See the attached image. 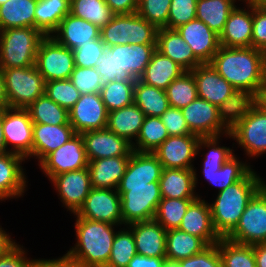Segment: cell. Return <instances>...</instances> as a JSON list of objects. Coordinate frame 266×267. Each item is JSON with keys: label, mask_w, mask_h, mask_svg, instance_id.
<instances>
[{"label": "cell", "mask_w": 266, "mask_h": 267, "mask_svg": "<svg viewBox=\"0 0 266 267\" xmlns=\"http://www.w3.org/2000/svg\"><path fill=\"white\" fill-rule=\"evenodd\" d=\"M9 108L8 101L5 95V86L2 70L0 69V111Z\"/></svg>", "instance_id": "obj_64"}, {"label": "cell", "mask_w": 266, "mask_h": 267, "mask_svg": "<svg viewBox=\"0 0 266 267\" xmlns=\"http://www.w3.org/2000/svg\"><path fill=\"white\" fill-rule=\"evenodd\" d=\"M21 155L6 152L0 154V200L22 196L25 191L26 177L22 169Z\"/></svg>", "instance_id": "obj_28"}, {"label": "cell", "mask_w": 266, "mask_h": 267, "mask_svg": "<svg viewBox=\"0 0 266 267\" xmlns=\"http://www.w3.org/2000/svg\"><path fill=\"white\" fill-rule=\"evenodd\" d=\"M45 94L56 104L68 111L81 96L78 89L69 79L45 82Z\"/></svg>", "instance_id": "obj_50"}, {"label": "cell", "mask_w": 266, "mask_h": 267, "mask_svg": "<svg viewBox=\"0 0 266 267\" xmlns=\"http://www.w3.org/2000/svg\"><path fill=\"white\" fill-rule=\"evenodd\" d=\"M197 198H162L159 202L154 220L161 224L166 231L178 229L189 205Z\"/></svg>", "instance_id": "obj_43"}, {"label": "cell", "mask_w": 266, "mask_h": 267, "mask_svg": "<svg viewBox=\"0 0 266 267\" xmlns=\"http://www.w3.org/2000/svg\"><path fill=\"white\" fill-rule=\"evenodd\" d=\"M195 169L163 168L159 179L162 198H198L194 194L197 185ZM197 195V196H196Z\"/></svg>", "instance_id": "obj_31"}, {"label": "cell", "mask_w": 266, "mask_h": 267, "mask_svg": "<svg viewBox=\"0 0 266 267\" xmlns=\"http://www.w3.org/2000/svg\"><path fill=\"white\" fill-rule=\"evenodd\" d=\"M186 124L192 134L199 137H215L229 133L221 124L218 107L197 97L187 106L181 108Z\"/></svg>", "instance_id": "obj_16"}, {"label": "cell", "mask_w": 266, "mask_h": 267, "mask_svg": "<svg viewBox=\"0 0 266 267\" xmlns=\"http://www.w3.org/2000/svg\"><path fill=\"white\" fill-rule=\"evenodd\" d=\"M28 111L33 123L48 125H70L69 111L51 100L46 94L30 104Z\"/></svg>", "instance_id": "obj_40"}, {"label": "cell", "mask_w": 266, "mask_h": 267, "mask_svg": "<svg viewBox=\"0 0 266 267\" xmlns=\"http://www.w3.org/2000/svg\"><path fill=\"white\" fill-rule=\"evenodd\" d=\"M75 215L88 220L122 225L120 194L116 189L92 188Z\"/></svg>", "instance_id": "obj_14"}, {"label": "cell", "mask_w": 266, "mask_h": 267, "mask_svg": "<svg viewBox=\"0 0 266 267\" xmlns=\"http://www.w3.org/2000/svg\"><path fill=\"white\" fill-rule=\"evenodd\" d=\"M257 104L260 105L266 111V81L257 96Z\"/></svg>", "instance_id": "obj_65"}, {"label": "cell", "mask_w": 266, "mask_h": 267, "mask_svg": "<svg viewBox=\"0 0 266 267\" xmlns=\"http://www.w3.org/2000/svg\"><path fill=\"white\" fill-rule=\"evenodd\" d=\"M160 119L167 128L169 136L192 134L179 108L169 107L163 115L160 116Z\"/></svg>", "instance_id": "obj_56"}, {"label": "cell", "mask_w": 266, "mask_h": 267, "mask_svg": "<svg viewBox=\"0 0 266 267\" xmlns=\"http://www.w3.org/2000/svg\"><path fill=\"white\" fill-rule=\"evenodd\" d=\"M69 13V0H37L35 28L45 36H51L59 27L61 20Z\"/></svg>", "instance_id": "obj_37"}, {"label": "cell", "mask_w": 266, "mask_h": 267, "mask_svg": "<svg viewBox=\"0 0 266 267\" xmlns=\"http://www.w3.org/2000/svg\"><path fill=\"white\" fill-rule=\"evenodd\" d=\"M225 1H229V2H231L234 6H236L235 5V2H236V0H225ZM239 1V0H238ZM245 1V3L246 2H248V1H250V0H244Z\"/></svg>", "instance_id": "obj_69"}, {"label": "cell", "mask_w": 266, "mask_h": 267, "mask_svg": "<svg viewBox=\"0 0 266 267\" xmlns=\"http://www.w3.org/2000/svg\"><path fill=\"white\" fill-rule=\"evenodd\" d=\"M2 126L6 148L11 145L9 152L32 157L33 122L26 109L6 108L2 110Z\"/></svg>", "instance_id": "obj_11"}, {"label": "cell", "mask_w": 266, "mask_h": 267, "mask_svg": "<svg viewBox=\"0 0 266 267\" xmlns=\"http://www.w3.org/2000/svg\"><path fill=\"white\" fill-rule=\"evenodd\" d=\"M9 108L26 109L45 94V81L35 65L1 69Z\"/></svg>", "instance_id": "obj_8"}, {"label": "cell", "mask_w": 266, "mask_h": 267, "mask_svg": "<svg viewBox=\"0 0 266 267\" xmlns=\"http://www.w3.org/2000/svg\"><path fill=\"white\" fill-rule=\"evenodd\" d=\"M197 0H171L168 29L176 28L196 18Z\"/></svg>", "instance_id": "obj_53"}, {"label": "cell", "mask_w": 266, "mask_h": 267, "mask_svg": "<svg viewBox=\"0 0 266 267\" xmlns=\"http://www.w3.org/2000/svg\"><path fill=\"white\" fill-rule=\"evenodd\" d=\"M199 138L195 134L169 136L153 154L163 168L194 169Z\"/></svg>", "instance_id": "obj_17"}, {"label": "cell", "mask_w": 266, "mask_h": 267, "mask_svg": "<svg viewBox=\"0 0 266 267\" xmlns=\"http://www.w3.org/2000/svg\"><path fill=\"white\" fill-rule=\"evenodd\" d=\"M16 244V242L12 241L11 236H9V233L7 234L0 227V256L6 254Z\"/></svg>", "instance_id": "obj_63"}, {"label": "cell", "mask_w": 266, "mask_h": 267, "mask_svg": "<svg viewBox=\"0 0 266 267\" xmlns=\"http://www.w3.org/2000/svg\"><path fill=\"white\" fill-rule=\"evenodd\" d=\"M247 10L235 7L229 14L228 20L219 35L222 47H252L253 34V4L248 1ZM249 10V11H248Z\"/></svg>", "instance_id": "obj_21"}, {"label": "cell", "mask_w": 266, "mask_h": 267, "mask_svg": "<svg viewBox=\"0 0 266 267\" xmlns=\"http://www.w3.org/2000/svg\"><path fill=\"white\" fill-rule=\"evenodd\" d=\"M8 0H0V6L2 5V4H4L5 2H7Z\"/></svg>", "instance_id": "obj_70"}, {"label": "cell", "mask_w": 266, "mask_h": 267, "mask_svg": "<svg viewBox=\"0 0 266 267\" xmlns=\"http://www.w3.org/2000/svg\"><path fill=\"white\" fill-rule=\"evenodd\" d=\"M33 262V259H27L23 246L21 248L18 244L0 256V267H32Z\"/></svg>", "instance_id": "obj_58"}, {"label": "cell", "mask_w": 266, "mask_h": 267, "mask_svg": "<svg viewBox=\"0 0 266 267\" xmlns=\"http://www.w3.org/2000/svg\"><path fill=\"white\" fill-rule=\"evenodd\" d=\"M211 66L236 90H249L257 96L266 81V53L253 47H222Z\"/></svg>", "instance_id": "obj_1"}, {"label": "cell", "mask_w": 266, "mask_h": 267, "mask_svg": "<svg viewBox=\"0 0 266 267\" xmlns=\"http://www.w3.org/2000/svg\"><path fill=\"white\" fill-rule=\"evenodd\" d=\"M107 122L108 111L100 93L81 95L69 110V123L78 134L104 129L107 127Z\"/></svg>", "instance_id": "obj_15"}, {"label": "cell", "mask_w": 266, "mask_h": 267, "mask_svg": "<svg viewBox=\"0 0 266 267\" xmlns=\"http://www.w3.org/2000/svg\"><path fill=\"white\" fill-rule=\"evenodd\" d=\"M69 80L81 95L100 93L103 87L101 76L96 68L77 67L73 70Z\"/></svg>", "instance_id": "obj_52"}, {"label": "cell", "mask_w": 266, "mask_h": 267, "mask_svg": "<svg viewBox=\"0 0 266 267\" xmlns=\"http://www.w3.org/2000/svg\"><path fill=\"white\" fill-rule=\"evenodd\" d=\"M129 226L137 253L148 257H166V230L156 220L132 223Z\"/></svg>", "instance_id": "obj_24"}, {"label": "cell", "mask_w": 266, "mask_h": 267, "mask_svg": "<svg viewBox=\"0 0 266 267\" xmlns=\"http://www.w3.org/2000/svg\"><path fill=\"white\" fill-rule=\"evenodd\" d=\"M115 15L133 14L137 12L138 0H105Z\"/></svg>", "instance_id": "obj_59"}, {"label": "cell", "mask_w": 266, "mask_h": 267, "mask_svg": "<svg viewBox=\"0 0 266 267\" xmlns=\"http://www.w3.org/2000/svg\"><path fill=\"white\" fill-rule=\"evenodd\" d=\"M180 267H222L218 242L202 252L178 261Z\"/></svg>", "instance_id": "obj_55"}, {"label": "cell", "mask_w": 266, "mask_h": 267, "mask_svg": "<svg viewBox=\"0 0 266 267\" xmlns=\"http://www.w3.org/2000/svg\"><path fill=\"white\" fill-rule=\"evenodd\" d=\"M227 135L236 140L248 156L265 153L266 111L257 104Z\"/></svg>", "instance_id": "obj_13"}, {"label": "cell", "mask_w": 266, "mask_h": 267, "mask_svg": "<svg viewBox=\"0 0 266 267\" xmlns=\"http://www.w3.org/2000/svg\"><path fill=\"white\" fill-rule=\"evenodd\" d=\"M265 185L253 169L241 180L218 192L209 204L213 226L221 238H226L239 223L252 197Z\"/></svg>", "instance_id": "obj_2"}, {"label": "cell", "mask_w": 266, "mask_h": 267, "mask_svg": "<svg viewBox=\"0 0 266 267\" xmlns=\"http://www.w3.org/2000/svg\"><path fill=\"white\" fill-rule=\"evenodd\" d=\"M250 165L242 163L235 155L229 158L223 166L212 174H203L208 182L222 191L226 187L243 179L250 171Z\"/></svg>", "instance_id": "obj_47"}, {"label": "cell", "mask_w": 266, "mask_h": 267, "mask_svg": "<svg viewBox=\"0 0 266 267\" xmlns=\"http://www.w3.org/2000/svg\"><path fill=\"white\" fill-rule=\"evenodd\" d=\"M222 267H256L252 245L239 244L221 238L218 241Z\"/></svg>", "instance_id": "obj_44"}, {"label": "cell", "mask_w": 266, "mask_h": 267, "mask_svg": "<svg viewBox=\"0 0 266 267\" xmlns=\"http://www.w3.org/2000/svg\"><path fill=\"white\" fill-rule=\"evenodd\" d=\"M162 171L163 166L153 153L133 151L118 185H146L159 182Z\"/></svg>", "instance_id": "obj_29"}, {"label": "cell", "mask_w": 266, "mask_h": 267, "mask_svg": "<svg viewBox=\"0 0 266 267\" xmlns=\"http://www.w3.org/2000/svg\"><path fill=\"white\" fill-rule=\"evenodd\" d=\"M51 36L59 44L74 50L81 45L91 43L92 40L99 39L100 29L69 13L61 20L59 27Z\"/></svg>", "instance_id": "obj_25"}, {"label": "cell", "mask_w": 266, "mask_h": 267, "mask_svg": "<svg viewBox=\"0 0 266 267\" xmlns=\"http://www.w3.org/2000/svg\"><path fill=\"white\" fill-rule=\"evenodd\" d=\"M253 246L256 267H266V242Z\"/></svg>", "instance_id": "obj_62"}, {"label": "cell", "mask_w": 266, "mask_h": 267, "mask_svg": "<svg viewBox=\"0 0 266 267\" xmlns=\"http://www.w3.org/2000/svg\"><path fill=\"white\" fill-rule=\"evenodd\" d=\"M156 45L126 44L106 47L95 66L102 84L110 81L136 82L145 72Z\"/></svg>", "instance_id": "obj_3"}, {"label": "cell", "mask_w": 266, "mask_h": 267, "mask_svg": "<svg viewBox=\"0 0 266 267\" xmlns=\"http://www.w3.org/2000/svg\"><path fill=\"white\" fill-rule=\"evenodd\" d=\"M32 267H81L72 257L67 253L61 258L57 259H34Z\"/></svg>", "instance_id": "obj_60"}, {"label": "cell", "mask_w": 266, "mask_h": 267, "mask_svg": "<svg viewBox=\"0 0 266 267\" xmlns=\"http://www.w3.org/2000/svg\"><path fill=\"white\" fill-rule=\"evenodd\" d=\"M77 243L67 254L81 267H106L116 232L113 224L76 216Z\"/></svg>", "instance_id": "obj_4"}, {"label": "cell", "mask_w": 266, "mask_h": 267, "mask_svg": "<svg viewBox=\"0 0 266 267\" xmlns=\"http://www.w3.org/2000/svg\"><path fill=\"white\" fill-rule=\"evenodd\" d=\"M35 66L45 82L69 79L75 69L73 51L46 36L39 44Z\"/></svg>", "instance_id": "obj_10"}, {"label": "cell", "mask_w": 266, "mask_h": 267, "mask_svg": "<svg viewBox=\"0 0 266 267\" xmlns=\"http://www.w3.org/2000/svg\"><path fill=\"white\" fill-rule=\"evenodd\" d=\"M71 125H48L33 123L32 157L39 163L52 151L58 149L75 135Z\"/></svg>", "instance_id": "obj_26"}, {"label": "cell", "mask_w": 266, "mask_h": 267, "mask_svg": "<svg viewBox=\"0 0 266 267\" xmlns=\"http://www.w3.org/2000/svg\"><path fill=\"white\" fill-rule=\"evenodd\" d=\"M184 72L185 70L176 62L156 50L146 66L144 74L139 79L145 84L165 90Z\"/></svg>", "instance_id": "obj_34"}, {"label": "cell", "mask_w": 266, "mask_h": 267, "mask_svg": "<svg viewBox=\"0 0 266 267\" xmlns=\"http://www.w3.org/2000/svg\"><path fill=\"white\" fill-rule=\"evenodd\" d=\"M133 99L145 116L160 117L170 107L165 90L145 84L140 79L135 82Z\"/></svg>", "instance_id": "obj_38"}, {"label": "cell", "mask_w": 266, "mask_h": 267, "mask_svg": "<svg viewBox=\"0 0 266 267\" xmlns=\"http://www.w3.org/2000/svg\"><path fill=\"white\" fill-rule=\"evenodd\" d=\"M171 0H138L137 14L157 29H168Z\"/></svg>", "instance_id": "obj_51"}, {"label": "cell", "mask_w": 266, "mask_h": 267, "mask_svg": "<svg viewBox=\"0 0 266 267\" xmlns=\"http://www.w3.org/2000/svg\"><path fill=\"white\" fill-rule=\"evenodd\" d=\"M165 92L170 107L181 109L195 100L198 97L197 85L191 71H185L173 80Z\"/></svg>", "instance_id": "obj_45"}, {"label": "cell", "mask_w": 266, "mask_h": 267, "mask_svg": "<svg viewBox=\"0 0 266 267\" xmlns=\"http://www.w3.org/2000/svg\"><path fill=\"white\" fill-rule=\"evenodd\" d=\"M235 7L225 0H197L196 18L220 35L230 12Z\"/></svg>", "instance_id": "obj_39"}, {"label": "cell", "mask_w": 266, "mask_h": 267, "mask_svg": "<svg viewBox=\"0 0 266 267\" xmlns=\"http://www.w3.org/2000/svg\"><path fill=\"white\" fill-rule=\"evenodd\" d=\"M179 229L198 236L208 245L216 244L221 239L213 226L210 205L200 197L189 205Z\"/></svg>", "instance_id": "obj_23"}, {"label": "cell", "mask_w": 266, "mask_h": 267, "mask_svg": "<svg viewBox=\"0 0 266 267\" xmlns=\"http://www.w3.org/2000/svg\"><path fill=\"white\" fill-rule=\"evenodd\" d=\"M208 246L203 239L179 228L166 232V260L178 262L202 252Z\"/></svg>", "instance_id": "obj_36"}, {"label": "cell", "mask_w": 266, "mask_h": 267, "mask_svg": "<svg viewBox=\"0 0 266 267\" xmlns=\"http://www.w3.org/2000/svg\"><path fill=\"white\" fill-rule=\"evenodd\" d=\"M121 197V214L124 226L153 220L162 200L159 182L146 185H118Z\"/></svg>", "instance_id": "obj_7"}, {"label": "cell", "mask_w": 266, "mask_h": 267, "mask_svg": "<svg viewBox=\"0 0 266 267\" xmlns=\"http://www.w3.org/2000/svg\"><path fill=\"white\" fill-rule=\"evenodd\" d=\"M202 63H210L220 47L219 35L195 18L175 29Z\"/></svg>", "instance_id": "obj_20"}, {"label": "cell", "mask_w": 266, "mask_h": 267, "mask_svg": "<svg viewBox=\"0 0 266 267\" xmlns=\"http://www.w3.org/2000/svg\"><path fill=\"white\" fill-rule=\"evenodd\" d=\"M228 240L247 245L266 242V185L249 201Z\"/></svg>", "instance_id": "obj_9"}, {"label": "cell", "mask_w": 266, "mask_h": 267, "mask_svg": "<svg viewBox=\"0 0 266 267\" xmlns=\"http://www.w3.org/2000/svg\"><path fill=\"white\" fill-rule=\"evenodd\" d=\"M162 267H180L177 261L166 260Z\"/></svg>", "instance_id": "obj_68"}, {"label": "cell", "mask_w": 266, "mask_h": 267, "mask_svg": "<svg viewBox=\"0 0 266 267\" xmlns=\"http://www.w3.org/2000/svg\"><path fill=\"white\" fill-rule=\"evenodd\" d=\"M221 136L215 137H200L197 145L196 155L199 154V150L204 146L209 149L203 160V174H212L218 171L223 164L231 158L234 153L233 149L224 146H218V140Z\"/></svg>", "instance_id": "obj_48"}, {"label": "cell", "mask_w": 266, "mask_h": 267, "mask_svg": "<svg viewBox=\"0 0 266 267\" xmlns=\"http://www.w3.org/2000/svg\"><path fill=\"white\" fill-rule=\"evenodd\" d=\"M257 95L249 90H236L218 106L221 124L230 132L255 106Z\"/></svg>", "instance_id": "obj_32"}, {"label": "cell", "mask_w": 266, "mask_h": 267, "mask_svg": "<svg viewBox=\"0 0 266 267\" xmlns=\"http://www.w3.org/2000/svg\"><path fill=\"white\" fill-rule=\"evenodd\" d=\"M88 161L107 157L130 156L132 144L124 137L116 135L107 127L81 133Z\"/></svg>", "instance_id": "obj_18"}, {"label": "cell", "mask_w": 266, "mask_h": 267, "mask_svg": "<svg viewBox=\"0 0 266 267\" xmlns=\"http://www.w3.org/2000/svg\"><path fill=\"white\" fill-rule=\"evenodd\" d=\"M158 29L137 13L114 15L100 29V38L106 47L114 45H156Z\"/></svg>", "instance_id": "obj_6"}, {"label": "cell", "mask_w": 266, "mask_h": 267, "mask_svg": "<svg viewBox=\"0 0 266 267\" xmlns=\"http://www.w3.org/2000/svg\"><path fill=\"white\" fill-rule=\"evenodd\" d=\"M64 206L73 214L84 204L86 197L92 189L88 167L81 170L69 171L51 179Z\"/></svg>", "instance_id": "obj_19"}, {"label": "cell", "mask_w": 266, "mask_h": 267, "mask_svg": "<svg viewBox=\"0 0 266 267\" xmlns=\"http://www.w3.org/2000/svg\"><path fill=\"white\" fill-rule=\"evenodd\" d=\"M166 257H148L136 254L127 267H162Z\"/></svg>", "instance_id": "obj_61"}, {"label": "cell", "mask_w": 266, "mask_h": 267, "mask_svg": "<svg viewBox=\"0 0 266 267\" xmlns=\"http://www.w3.org/2000/svg\"><path fill=\"white\" fill-rule=\"evenodd\" d=\"M70 14L94 24L99 29L107 25L115 15L105 0H72Z\"/></svg>", "instance_id": "obj_42"}, {"label": "cell", "mask_w": 266, "mask_h": 267, "mask_svg": "<svg viewBox=\"0 0 266 267\" xmlns=\"http://www.w3.org/2000/svg\"><path fill=\"white\" fill-rule=\"evenodd\" d=\"M145 117L143 111L133 102L131 105L108 112L107 128L132 144L133 138L137 139Z\"/></svg>", "instance_id": "obj_33"}, {"label": "cell", "mask_w": 266, "mask_h": 267, "mask_svg": "<svg viewBox=\"0 0 266 267\" xmlns=\"http://www.w3.org/2000/svg\"><path fill=\"white\" fill-rule=\"evenodd\" d=\"M191 73L196 81L198 97L217 107L235 91L210 63L200 64Z\"/></svg>", "instance_id": "obj_22"}, {"label": "cell", "mask_w": 266, "mask_h": 267, "mask_svg": "<svg viewBox=\"0 0 266 267\" xmlns=\"http://www.w3.org/2000/svg\"><path fill=\"white\" fill-rule=\"evenodd\" d=\"M250 2L257 7L266 9V0H250Z\"/></svg>", "instance_id": "obj_67"}, {"label": "cell", "mask_w": 266, "mask_h": 267, "mask_svg": "<svg viewBox=\"0 0 266 267\" xmlns=\"http://www.w3.org/2000/svg\"><path fill=\"white\" fill-rule=\"evenodd\" d=\"M130 156L107 157L89 161L92 188L117 189L125 174Z\"/></svg>", "instance_id": "obj_30"}, {"label": "cell", "mask_w": 266, "mask_h": 267, "mask_svg": "<svg viewBox=\"0 0 266 267\" xmlns=\"http://www.w3.org/2000/svg\"><path fill=\"white\" fill-rule=\"evenodd\" d=\"M168 137L167 128L160 117L146 116L135 140L136 145L132 143L133 151L153 153Z\"/></svg>", "instance_id": "obj_41"}, {"label": "cell", "mask_w": 266, "mask_h": 267, "mask_svg": "<svg viewBox=\"0 0 266 267\" xmlns=\"http://www.w3.org/2000/svg\"><path fill=\"white\" fill-rule=\"evenodd\" d=\"M46 36L37 28L20 27L0 31V69L35 65L40 42Z\"/></svg>", "instance_id": "obj_5"}, {"label": "cell", "mask_w": 266, "mask_h": 267, "mask_svg": "<svg viewBox=\"0 0 266 267\" xmlns=\"http://www.w3.org/2000/svg\"><path fill=\"white\" fill-rule=\"evenodd\" d=\"M7 149L8 148H6L3 126H2V111H0V154L9 152L7 151Z\"/></svg>", "instance_id": "obj_66"}, {"label": "cell", "mask_w": 266, "mask_h": 267, "mask_svg": "<svg viewBox=\"0 0 266 267\" xmlns=\"http://www.w3.org/2000/svg\"><path fill=\"white\" fill-rule=\"evenodd\" d=\"M156 50L176 62L185 71H191L202 64L176 30L158 29Z\"/></svg>", "instance_id": "obj_27"}, {"label": "cell", "mask_w": 266, "mask_h": 267, "mask_svg": "<svg viewBox=\"0 0 266 267\" xmlns=\"http://www.w3.org/2000/svg\"><path fill=\"white\" fill-rule=\"evenodd\" d=\"M105 48L106 45L102 42L101 38H99L72 50L75 66L95 68L99 57L104 54Z\"/></svg>", "instance_id": "obj_54"}, {"label": "cell", "mask_w": 266, "mask_h": 267, "mask_svg": "<svg viewBox=\"0 0 266 267\" xmlns=\"http://www.w3.org/2000/svg\"><path fill=\"white\" fill-rule=\"evenodd\" d=\"M37 0H8L0 6V31L8 28H35Z\"/></svg>", "instance_id": "obj_35"}, {"label": "cell", "mask_w": 266, "mask_h": 267, "mask_svg": "<svg viewBox=\"0 0 266 267\" xmlns=\"http://www.w3.org/2000/svg\"><path fill=\"white\" fill-rule=\"evenodd\" d=\"M127 228L128 230L125 228L116 232L106 267H127L130 260L138 254L134 235L128 226Z\"/></svg>", "instance_id": "obj_49"}, {"label": "cell", "mask_w": 266, "mask_h": 267, "mask_svg": "<svg viewBox=\"0 0 266 267\" xmlns=\"http://www.w3.org/2000/svg\"><path fill=\"white\" fill-rule=\"evenodd\" d=\"M252 47L266 53V9L253 5Z\"/></svg>", "instance_id": "obj_57"}, {"label": "cell", "mask_w": 266, "mask_h": 267, "mask_svg": "<svg viewBox=\"0 0 266 267\" xmlns=\"http://www.w3.org/2000/svg\"><path fill=\"white\" fill-rule=\"evenodd\" d=\"M135 82L110 81L101 88V98L108 112L121 109L134 102Z\"/></svg>", "instance_id": "obj_46"}, {"label": "cell", "mask_w": 266, "mask_h": 267, "mask_svg": "<svg viewBox=\"0 0 266 267\" xmlns=\"http://www.w3.org/2000/svg\"><path fill=\"white\" fill-rule=\"evenodd\" d=\"M88 164L83 138L81 134L76 133L58 149L49 153L39 166L51 180L59 174L81 170Z\"/></svg>", "instance_id": "obj_12"}]
</instances>
